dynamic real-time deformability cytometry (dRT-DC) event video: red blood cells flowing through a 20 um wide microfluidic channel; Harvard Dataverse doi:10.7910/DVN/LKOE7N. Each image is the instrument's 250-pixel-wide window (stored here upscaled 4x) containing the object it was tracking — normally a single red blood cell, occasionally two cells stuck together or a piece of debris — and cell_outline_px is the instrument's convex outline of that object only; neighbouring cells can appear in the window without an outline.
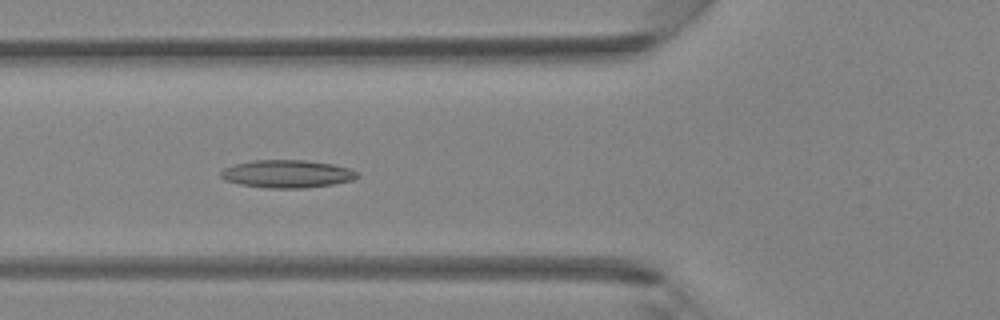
{"species": "Egyptian fruit bat (a non-hibernating species)", "species_latin": "Rousettus aegyptiacus", "temperature_condition": "room temperature", "stored_images_in_passage": 40, "camera_frame_rate_fps": 3000, "um_per_image_px": 0.085, "animal": {"sex": "female"}, "frame": {"image": 1, "passage_image": 14, "time_ms": 4.333, "image_size_px": [1000, 320], "cell_outline_px": [[360, 176], [352, 180], [332, 184], [304, 188], [268, 188], [240, 184], [224, 180], [220, 176], [220, 172], [224, 168], [236, 164], [252, 160], [304, 160], [332, 164], [352, 168]], "centroid_in_image_um": [24.41, 14.78], "position_along_channel_um": 101.4, "area_um2": 22.08}}
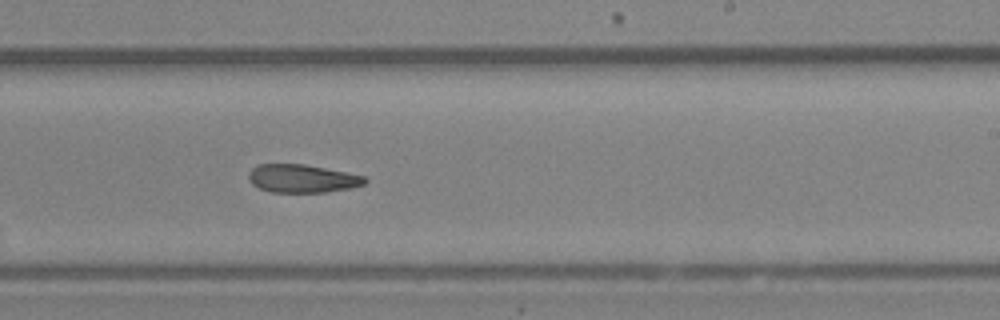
{"frame": {"image": 2, "passage_image": 24, "time_ms": 7.667, "image_size_px": [1000, 320], "cell_outline_px": [[368, 180], [364, 184], [352, 188], [324, 192], [272, 192], [260, 188], [252, 184], [248, 180], [248, 172], [256, 164], [304, 164], [348, 172], [364, 176]], "centroid_in_image_um": [25.68, 15.17], "position_along_channel_um": 263.3, "area_um2": 19.19}}
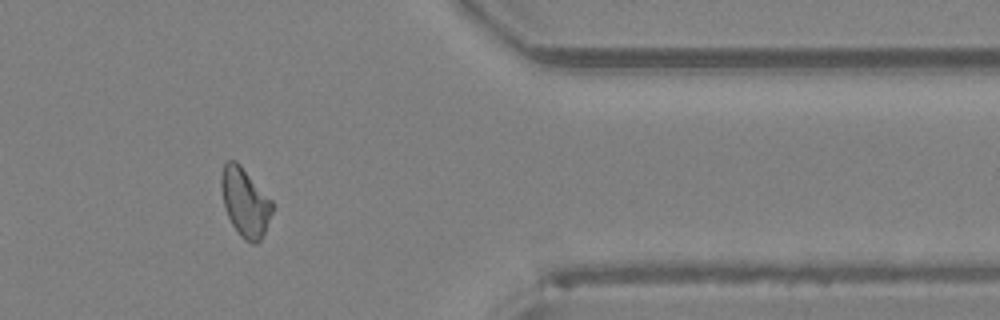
{"frame": {"image": 3, "passage_image": 33, "time_ms": 10.667, "image_size_px": [1000, 320], "cell_outline_px": [[272, 212], [264, 232], [260, 240], [256, 244], [252, 244], [244, 240], [240, 236], [232, 224], [224, 208], [220, 184], [220, 176], [224, 164], [228, 160], [236, 160], [240, 164], [272, 200]], "centroid_in_image_um": [20.81, 17.18], "position_along_channel_um": 390.6, "area_um2": 20.4}}